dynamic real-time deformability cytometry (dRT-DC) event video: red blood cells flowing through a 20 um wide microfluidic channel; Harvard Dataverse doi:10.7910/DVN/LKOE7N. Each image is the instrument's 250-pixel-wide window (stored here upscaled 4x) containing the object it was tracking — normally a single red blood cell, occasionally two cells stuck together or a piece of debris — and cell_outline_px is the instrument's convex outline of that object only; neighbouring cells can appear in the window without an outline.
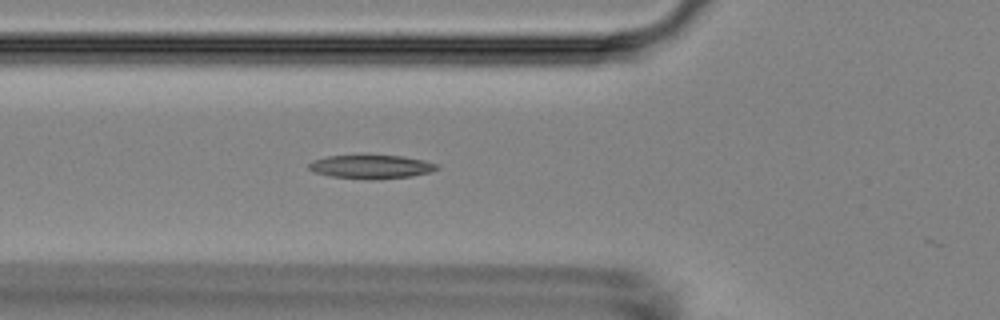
{"species": "Egyptian fruit bat (a non-hibernating species)", "species_latin": "Rousettus aegyptiacus", "temperature_condition": "room temperature", "stored_images_in_passage": 3, "camera_frame_rate_fps": 3000, "um_per_image_px": 0.085, "animal": {"sex": "female"}, "frame": {"image": 1, "passage_image": 3, "time_ms": 4.667, "image_size_px": [1000, 320], "cell_outline_px": [[440, 168], [428, 172], [412, 176], [368, 180], [332, 176], [316, 172], [308, 168], [308, 164], [312, 160], [328, 156], [404, 156], [424, 160], [440, 164]], "centroid_in_image_um": [31.59, 14.18], "position_along_channel_um": 94.2, "area_um2": 17.51}}